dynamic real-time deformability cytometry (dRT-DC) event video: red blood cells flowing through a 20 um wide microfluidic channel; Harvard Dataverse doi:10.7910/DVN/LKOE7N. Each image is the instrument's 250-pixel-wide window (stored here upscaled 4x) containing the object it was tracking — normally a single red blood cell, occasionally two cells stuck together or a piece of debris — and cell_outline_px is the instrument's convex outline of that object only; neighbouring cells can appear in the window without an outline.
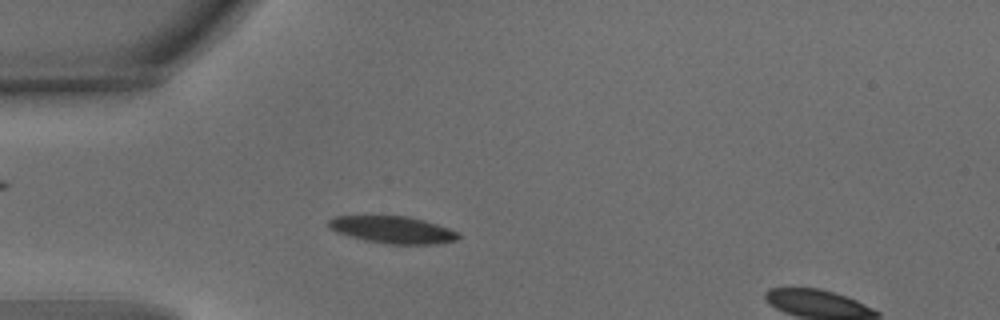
{"species": "common noctule bat (a hibernating species)", "species_latin": "Nyctalus noctula", "temperature_condition": "warm", "stored_images_in_passage": 51, "camera_frame_rate_fps": 3000, "um_per_image_px": 0.085, "animal": {"sex": "male", "body_mass_g": 15.6}, "frame": {"image": 1, "passage_image": 14, "time_ms": 4.333, "image_size_px": [1000, 320], "cell_outline_px": [[460, 236], [456, 240], [436, 244], [388, 244], [364, 240], [336, 232], [328, 224], [328, 220], [336, 216], [408, 216], [424, 220], [448, 228], [456, 232]], "centroid_in_image_um": [33.38, 19.53], "position_along_channel_um": 51.6, "area_um2": 20.29}}
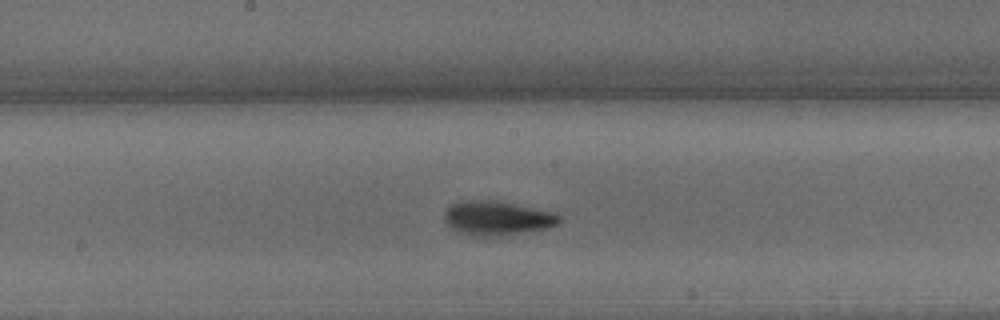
{"frame": {"image": 2, "passage_image": 27, "time_ms": 8.667, "image_size_px": [1000, 320], "cell_outline_px": [[560, 220], [556, 224], [548, 228], [524, 232], [496, 236], [472, 236], [460, 232], [452, 228], [444, 220], [444, 212], [452, 204], [460, 200], [492, 200], [556, 212], [560, 216]], "centroid_in_image_um": [42.24, 18.53], "position_along_channel_um": 206.0, "area_um2": 22.77}}
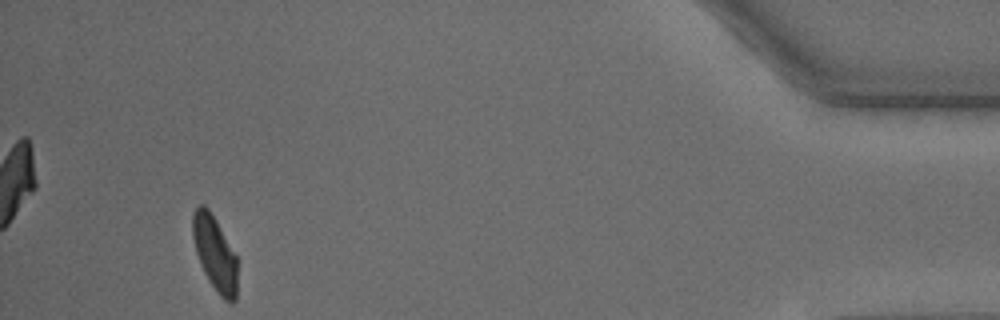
{"frame": {"image": 3, "passage_image": 49, "time_ms": 16.0, "image_size_px": [1000, 320], "cell_outline_px": [[236, 300], [232, 304], [228, 304], [220, 296], [208, 280], [200, 264], [196, 252], [192, 236], [192, 212], [200, 204], [204, 204], [208, 208], [216, 220], [236, 256]], "centroid_in_image_um": [18.24, 21.55], "position_along_channel_um": 417.0, "area_um2": 19.42}, "authors_computed_cell_mechanics": {"area_um2": 20.7502, "velocity_mm_per_s": 3.7969, "shape_relaxation_time_tau1_ms": 2.8642, "shape_relaxation_time_tau2_ms": 3.985, "deformation_change_tau1": 0.1268, "deformation_change_tau2": 0.0817}}